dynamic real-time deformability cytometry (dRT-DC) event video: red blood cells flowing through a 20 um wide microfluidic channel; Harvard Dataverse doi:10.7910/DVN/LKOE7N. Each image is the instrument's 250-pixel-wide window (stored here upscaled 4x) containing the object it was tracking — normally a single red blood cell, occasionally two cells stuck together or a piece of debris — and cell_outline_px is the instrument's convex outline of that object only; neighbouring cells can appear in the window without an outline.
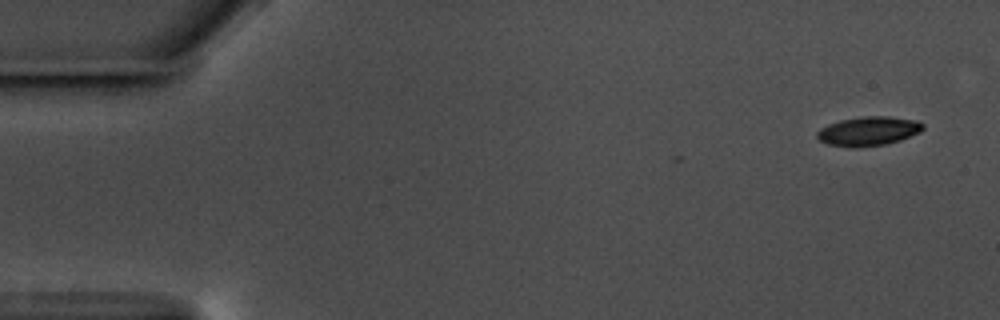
{"species": "common noctule bat (a hibernating species)", "species_latin": "Nyctalus noctula", "temperature_condition": "warm", "stored_images_in_passage": 3, "camera_frame_rate_fps": 3000, "um_per_image_px": 0.085, "animal": {"sex": "male", "body_mass_g": 17.5, "forearm_length_mm": 52.3}, "frame": {"image": 1, "passage_image": 1, "time_ms": 0.0, "image_size_px": [1000, 320], "cell_outline_px": [[924, 128], [920, 132], [900, 140], [888, 144], [856, 148], [848, 148], [828, 144], [820, 140], [816, 136], [816, 132], [820, 128], [828, 124], [840, 120], [864, 116], [888, 116], [916, 120], [924, 124]], "centroid_in_image_um": [73.81, 11.16], "position_along_channel_um": 11.2, "area_um2": 18.21}}